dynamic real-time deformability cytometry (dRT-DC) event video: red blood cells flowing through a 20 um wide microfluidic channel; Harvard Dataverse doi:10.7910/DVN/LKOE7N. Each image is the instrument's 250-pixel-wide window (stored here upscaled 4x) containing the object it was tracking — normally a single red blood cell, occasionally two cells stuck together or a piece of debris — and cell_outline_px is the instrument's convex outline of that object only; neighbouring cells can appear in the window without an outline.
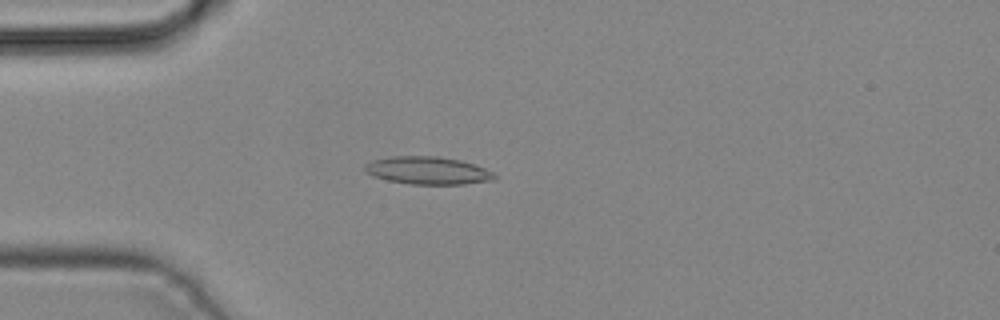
{"species": "common noctule bat (a hibernating species)", "species_latin": "Nyctalus noctula", "temperature_condition": "cold", "stored_images_in_passage": 33, "camera_frame_rate_fps": 3000, "um_per_image_px": 0.085, "animal": {"sex": "male", "body_mass_g": 19.2, "forearm_length_mm": 51.8}, "frame": {"image": 1, "passage_image": 4, "time_ms": 1.0, "image_size_px": [1000, 320], "cell_outline_px": [[496, 180], [464, 184], [408, 184], [388, 180], [372, 176], [364, 168], [364, 164], [372, 160], [392, 156], [440, 156], [460, 160], [484, 168], [492, 172], [496, 176]], "centroid_in_image_um": [36.35, 14.49], "position_along_channel_um": 48.6, "area_um2": 20.92}}
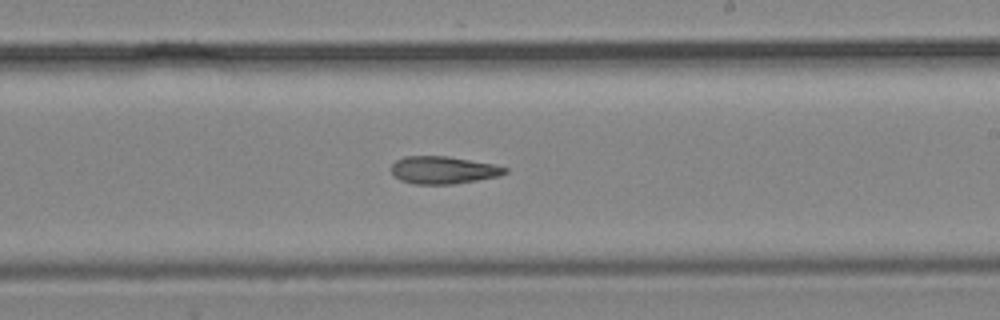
{"frame": {"image": 2, "passage_image": 18, "time_ms": 5.667, "image_size_px": [1000, 320], "cell_outline_px": [[508, 172], [500, 176], [452, 184], [412, 184], [400, 180], [392, 172], [392, 164], [396, 160], [404, 156], [448, 156], [492, 164], [508, 168]], "centroid_in_image_um": [37.68, 14.45], "position_along_channel_um": 251.3, "area_um2": 18.15}}
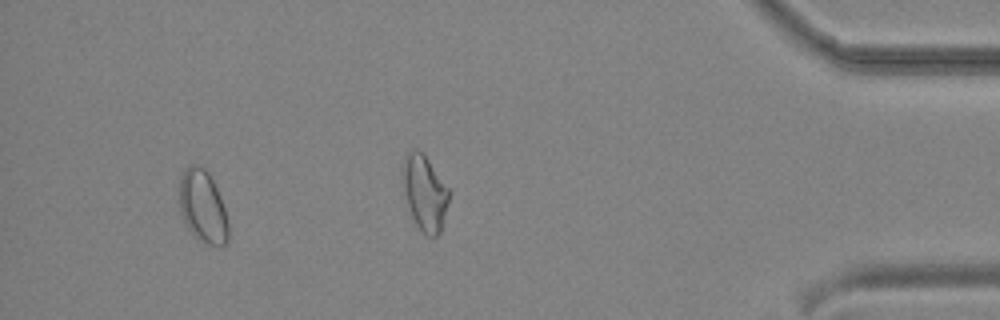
{"frame": {"image": 3, "passage_image": 30, "time_ms": 9.667, "image_size_px": [1000, 320], "cell_outline_px": [[228, 244], [208, 244], [200, 240], [188, 228], [180, 212], [180, 176], [184, 168], [188, 164], [200, 164], [208, 172], [220, 196], [228, 220]], "centroid_in_image_um": [17.23, 17.51], "position_along_channel_um": 418.0, "area_um2": 20.58}}